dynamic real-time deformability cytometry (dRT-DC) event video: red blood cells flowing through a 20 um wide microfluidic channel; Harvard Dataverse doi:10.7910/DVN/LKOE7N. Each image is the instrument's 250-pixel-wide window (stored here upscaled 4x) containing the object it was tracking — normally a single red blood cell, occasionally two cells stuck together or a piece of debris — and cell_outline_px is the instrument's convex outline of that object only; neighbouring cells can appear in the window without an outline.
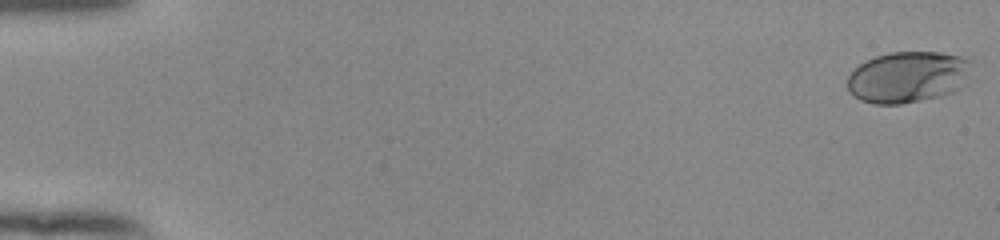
{"species": "human", "species_latin": "Homo sapiens", "temperature_condition": "room temperature", "stored_images_in_passage": 55, "camera_frame_rate_fps": 3000, "um_per_image_px": 0.085, "donor": {"sex": "female"}, "frame": {"image": 1, "passage_image": 1, "time_ms": 0.0, "image_size_px": [1000, 240], "cell_outline_px": [[972, 60], [960, 88], [956, 92], [940, 96], [900, 104], [876, 104], [860, 100], [852, 96], [848, 92], [848, 76], [852, 68], [864, 60], [876, 56], [892, 52], [940, 52], [960, 56]], "centroid_in_image_um": [77.1, 6.54], "position_along_channel_um": 7.9, "area_um2": 37.22}}
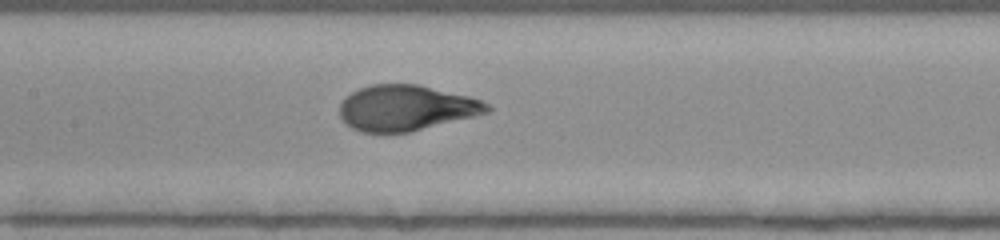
{"frame": {"image": 2, "passage_image": 28, "time_ms": 9.0, "image_size_px": [1000, 240], "cell_outline_px": [[492, 112], [408, 132], [360, 132], [352, 128], [340, 116], [340, 104], [352, 92], [360, 88], [372, 84], [416, 84], [468, 96], [480, 100], [488, 104], [492, 108]], "centroid_in_image_um": [34.54, 9.17], "position_along_channel_um": 172.9, "area_um2": 38.78}}
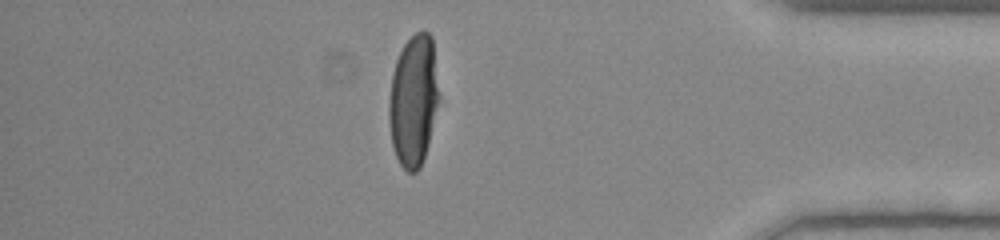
{"frame": {"image": 3, "passage_image": 48, "time_ms": 15.667, "image_size_px": [1000, 240], "cell_outline_px": [[440, 100], [428, 144], [420, 168], [416, 172], [408, 172], [400, 164], [396, 156], [392, 144], [388, 120], [388, 104], [392, 72], [396, 60], [404, 44], [416, 32], [428, 32], [432, 36], [440, 96]], "centroid_in_image_um": [35.15, 8.54], "position_along_channel_um": 400.1, "area_um2": 38.61}}